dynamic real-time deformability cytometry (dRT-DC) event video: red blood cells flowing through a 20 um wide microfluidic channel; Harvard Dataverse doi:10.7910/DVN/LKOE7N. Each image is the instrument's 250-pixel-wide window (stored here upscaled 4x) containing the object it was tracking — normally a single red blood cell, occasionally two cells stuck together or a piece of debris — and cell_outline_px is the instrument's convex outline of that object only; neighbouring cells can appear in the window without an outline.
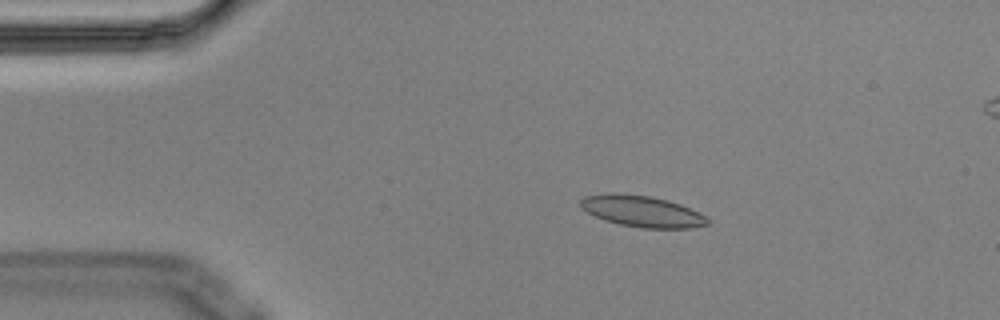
{"species": "Egyptian fruit bat (a non-hibernating species)", "species_latin": "Rousettus aegyptiacus", "temperature_condition": "cold", "stored_images_in_passage": 5, "camera_frame_rate_fps": 3000, "um_per_image_px": 0.085, "animal": {"sex": "male"}, "frame": {"image": 1, "passage_image": 3, "time_ms": 0.667, "image_size_px": [1000, 320], "cell_outline_px": [[708, 224], [692, 228], [640, 228], [620, 224], [604, 220], [580, 208], [580, 200], [584, 196], [612, 192], [648, 196], [668, 200], [680, 204], [700, 212], [708, 216]], "centroid_in_image_um": [54.58, 17.96], "position_along_channel_um": 30.4, "area_um2": 23.24}}